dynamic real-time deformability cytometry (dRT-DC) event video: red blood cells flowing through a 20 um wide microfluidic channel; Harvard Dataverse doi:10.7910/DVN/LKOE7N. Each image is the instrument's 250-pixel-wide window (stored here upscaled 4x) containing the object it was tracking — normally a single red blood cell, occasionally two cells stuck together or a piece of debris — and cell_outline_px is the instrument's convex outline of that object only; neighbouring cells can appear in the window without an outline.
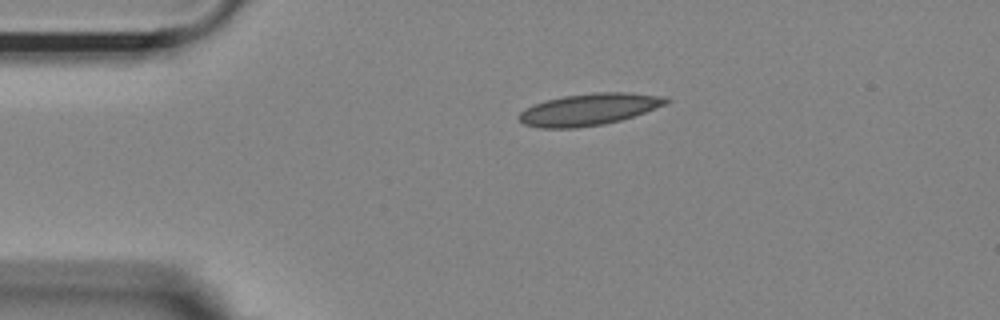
{"species": "Egyptian fruit bat (a non-hibernating species)", "species_latin": "Rousettus aegyptiacus", "temperature_condition": "room temperature", "stored_images_in_passage": 44, "camera_frame_rate_fps": 3000, "um_per_image_px": 0.085, "animal": {"sex": "female"}, "frame": {"image": 1, "passage_image": 1, "time_ms": 0.0, "image_size_px": [1000, 320], "cell_outline_px": [[672, 100], [668, 104], [620, 120], [604, 124], [576, 128], [540, 128], [524, 124], [516, 116], [524, 108], [532, 104], [544, 100], [564, 96], [592, 92], [628, 92], [668, 96]], "centroid_in_image_um": [50.07, 9.28], "position_along_channel_um": 34.9, "area_um2": 27.63}}
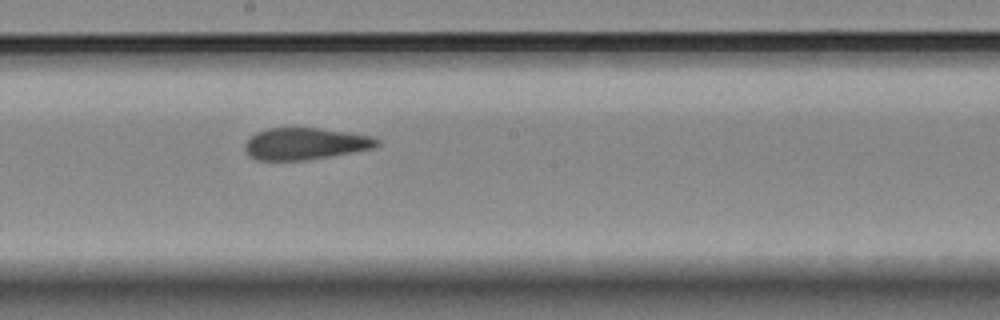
{"frame": {"image": 2, "passage_image": 19, "time_ms": 6.0, "image_size_px": [1000, 320], "cell_outline_px": [[380, 144], [376, 148], [304, 160], [256, 160], [248, 156], [244, 148], [244, 144], [256, 132], [268, 128], [316, 128], [348, 132], [376, 136], [380, 140]], "centroid_in_image_um": [25.97, 12.21], "position_along_channel_um": 222.2, "area_um2": 24.57}}
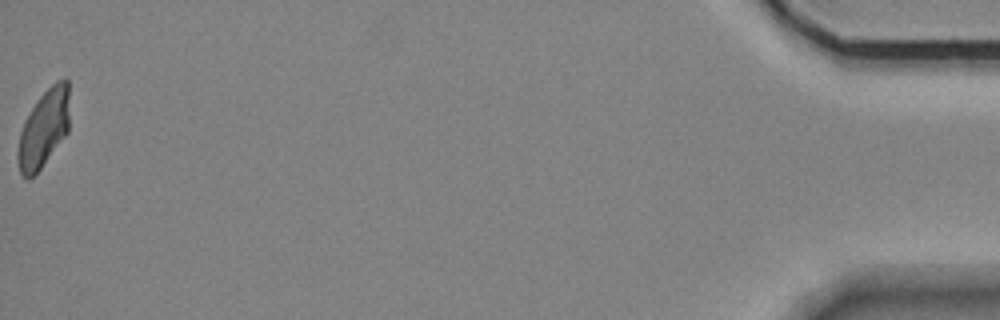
{"frame": {"image": 3, "passage_image": 44, "time_ms": 14.333, "image_size_px": [1000, 320], "cell_outline_px": [[68, 132], [40, 168], [28, 180], [20, 172], [16, 160], [16, 152], [20, 132], [36, 100], [56, 80], [64, 76], [68, 80]], "centroid_in_image_um": [3.7, 10.91], "position_along_channel_um": 431.5, "area_um2": 23.12}, "authors_computed_cell_mechanics": {"area_um2": 25.0563, "velocity_mm_per_s": 3.6815, "shape_relaxation_time_tau1_ms": null, "shape_relaxation_time_tau2_ms": 2.3582, "deformation_change_tau1": null, "deformation_change_tau2": 0.1016}}